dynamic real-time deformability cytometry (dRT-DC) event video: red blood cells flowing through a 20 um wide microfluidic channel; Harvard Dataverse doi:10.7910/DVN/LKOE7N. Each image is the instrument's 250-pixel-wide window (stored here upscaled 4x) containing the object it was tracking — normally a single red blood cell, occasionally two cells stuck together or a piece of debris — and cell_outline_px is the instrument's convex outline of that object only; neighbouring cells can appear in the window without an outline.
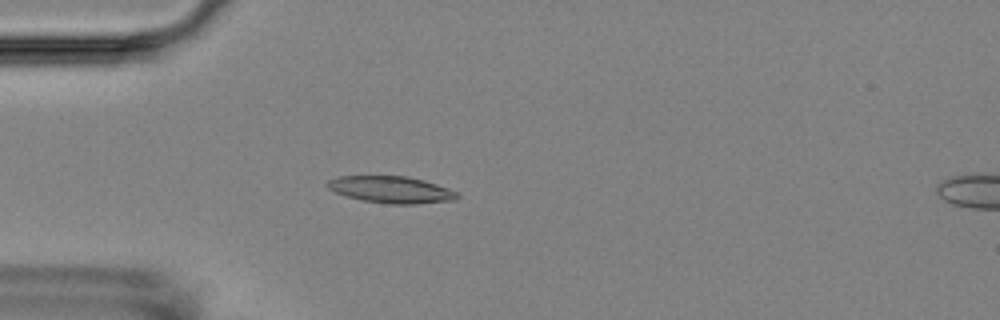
{"species": "Egyptian fruit bat (a non-hibernating species)", "species_latin": "Rousettus aegyptiacus", "temperature_condition": "room temperature", "stored_images_in_passage": 52, "camera_frame_rate_fps": 3000, "um_per_image_px": 0.085, "animal": {"sex": "female"}, "frame": {"image": 1, "passage_image": 12, "time_ms": 3.667, "image_size_px": [1000, 320], "cell_outline_px": [[460, 196], [456, 200], [416, 204], [388, 204], [364, 200], [348, 196], [336, 192], [328, 188], [324, 184], [328, 180], [336, 176], [404, 176], [424, 180], [448, 188], [456, 192]], "centroid_in_image_um": [33.25, 16.11], "position_along_channel_um": 51.8, "area_um2": 20.23}}
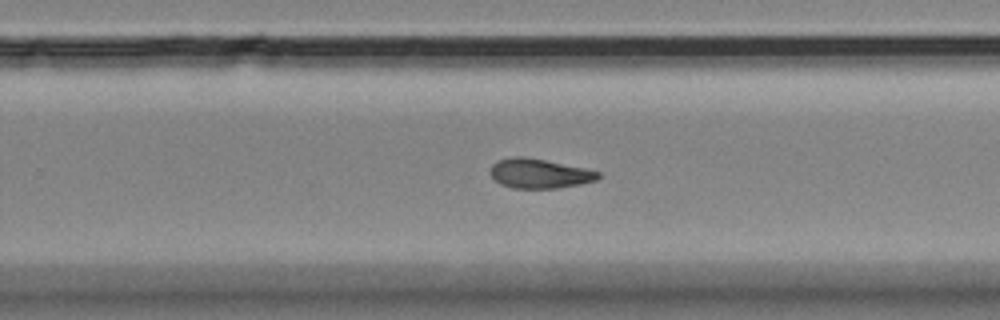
{"frame": {"image": 2, "passage_image": 32, "time_ms": 10.333, "image_size_px": [1000, 320], "cell_outline_px": [[600, 176], [596, 180], [580, 184], [556, 188], [512, 188], [500, 184], [488, 172], [492, 164], [496, 160], [512, 156], [524, 156], [584, 168], [600, 172]], "centroid_in_image_um": [45.79, 14.74], "position_along_channel_um": 284.0, "area_um2": 18.55}}
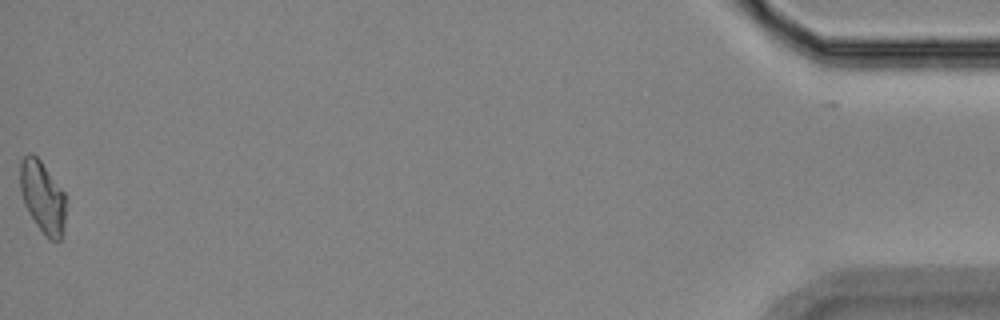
{"frame": {"image": 3, "passage_image": 52, "time_ms": 17.0, "image_size_px": [1000, 320], "cell_outline_px": [[64, 224], [60, 240], [48, 240], [44, 236], [28, 212], [24, 204], [20, 188], [20, 160], [28, 152], [32, 152], [40, 160], [64, 192]], "centroid_in_image_um": [3.58, 16.73], "position_along_channel_um": 431.6, "area_um2": 19.02}, "authors_computed_cell_mechanics": {"area_um2": 18.9295, "velocity_mm_per_s": 3.6118, "shape_relaxation_time_tau1_ms": 6.7951, "shape_relaxation_time_tau2_ms": 2.6901, "deformation_change_tau1": 0.161, "deformation_change_tau2": 0.0906}}